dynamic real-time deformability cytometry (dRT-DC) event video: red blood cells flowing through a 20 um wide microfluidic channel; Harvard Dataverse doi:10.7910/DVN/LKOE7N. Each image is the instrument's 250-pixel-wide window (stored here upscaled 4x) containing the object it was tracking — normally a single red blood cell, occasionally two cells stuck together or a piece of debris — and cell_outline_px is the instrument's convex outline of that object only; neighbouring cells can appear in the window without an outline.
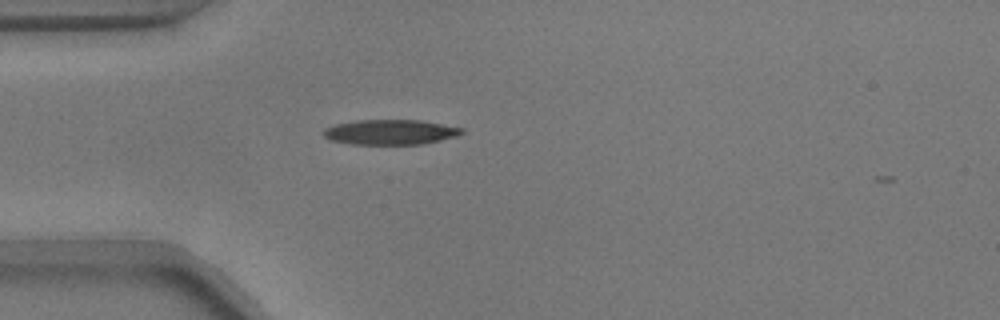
{"species": "common noctule bat (a hibernating species)", "species_latin": "Nyctalus noctula", "temperature_condition": "warm", "stored_images_in_passage": 3, "camera_frame_rate_fps": 3000, "um_per_image_px": 0.085, "animal": {"sex": "male", "body_mass_g": 17.9}, "frame": {"image": 1, "passage_image": 1, "time_ms": 0.0, "image_size_px": [1000, 320], "cell_outline_px": [[464, 132], [460, 136], [424, 144], [352, 144], [328, 140], [320, 132], [324, 128], [336, 124], [356, 120], [420, 120], [464, 128]], "centroid_in_image_um": [33.18, 11.23], "position_along_channel_um": 51.8, "area_um2": 20.46}}